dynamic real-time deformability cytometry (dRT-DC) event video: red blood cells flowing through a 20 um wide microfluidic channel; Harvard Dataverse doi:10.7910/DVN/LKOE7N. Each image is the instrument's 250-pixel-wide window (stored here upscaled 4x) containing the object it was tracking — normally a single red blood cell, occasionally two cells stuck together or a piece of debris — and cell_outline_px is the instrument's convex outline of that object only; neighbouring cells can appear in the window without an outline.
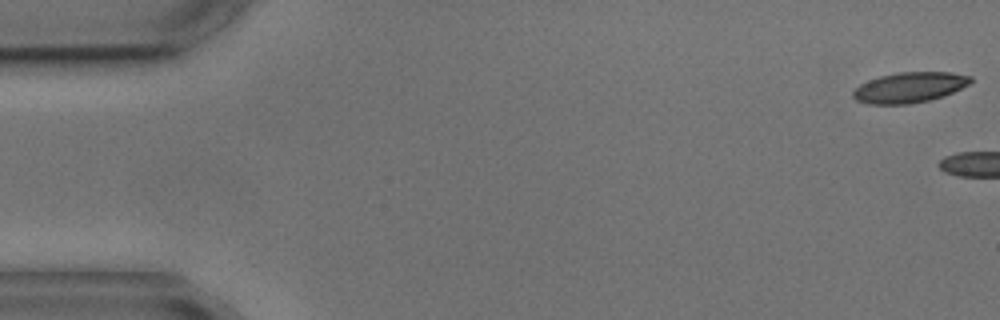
{"species": "common noctule bat (a hibernating species)", "species_latin": "Nyctalus noctula", "temperature_condition": "cold", "stored_images_in_passage": 2, "camera_frame_rate_fps": 3000, "um_per_image_px": 0.085, "animal": {"sex": "male", "body_mass_g": 17.9, "forearm_length_mm": 54.2}, "frame": {"image": 1, "passage_image": 1, "time_ms": 0.0, "image_size_px": [1000, 320], "cell_outline_px": [[972, 80], [968, 84], [944, 96], [928, 100], [908, 104], [868, 104], [856, 100], [852, 96], [852, 92], [860, 84], [868, 80], [880, 76], [896, 72], [952, 72], [972, 76]], "centroid_in_image_um": [77.28, 7.42], "position_along_channel_um": 7.7, "area_um2": 20.81}}